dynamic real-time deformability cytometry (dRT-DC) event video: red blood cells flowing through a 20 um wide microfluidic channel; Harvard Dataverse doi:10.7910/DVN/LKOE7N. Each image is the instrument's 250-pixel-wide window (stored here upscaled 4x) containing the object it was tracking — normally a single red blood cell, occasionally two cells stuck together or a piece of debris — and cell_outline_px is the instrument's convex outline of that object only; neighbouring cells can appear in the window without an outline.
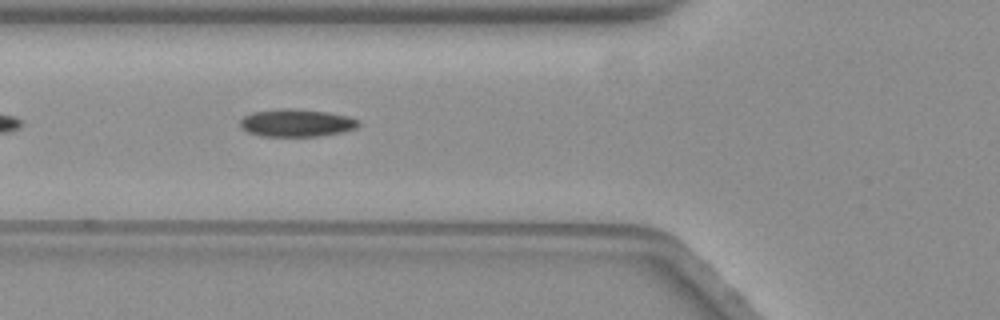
{"species": "common noctule bat (a hibernating species)", "species_latin": "Nyctalus noctula", "temperature_condition": "warm", "stored_images_in_passage": 44, "camera_frame_rate_fps": 3000, "um_per_image_px": 0.085, "animal": {"sex": "female", "body_mass_g": 19.3, "forearm_length_mm": 54.1}, "frame": {"image": 1, "passage_image": 7, "time_ms": 2.0, "image_size_px": [1000, 320], "cell_outline_px": [[360, 124], [356, 128], [340, 132], [320, 136], [260, 136], [248, 132], [240, 128], [240, 120], [244, 116], [252, 112], [288, 108], [292, 108], [328, 112], [348, 116], [360, 120]], "centroid_in_image_um": [25.2, 10.45], "position_along_channel_um": 100.6, "area_um2": 19.07}, "authors_computed_cell_mechanics": {"area_um2": 18.2937, "velocity_mm_per_s": 3.5227, "shape_relaxation_time_tau1_ms": 7.0341, "shape_relaxation_time_tau2_ms": null, "deformation_change_tau1": 0.1808, "deformation_change_tau2": null}}